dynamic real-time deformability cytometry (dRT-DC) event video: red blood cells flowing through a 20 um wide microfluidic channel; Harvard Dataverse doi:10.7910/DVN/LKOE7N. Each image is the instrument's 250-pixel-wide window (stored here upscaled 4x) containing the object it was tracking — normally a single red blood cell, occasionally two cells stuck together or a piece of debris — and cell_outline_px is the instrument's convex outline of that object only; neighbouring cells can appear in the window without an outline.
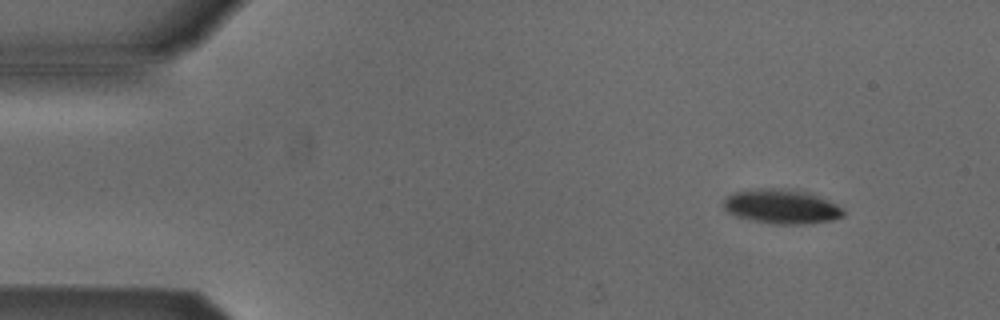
{"species": "Egyptian fruit bat (a non-hibernating species)", "species_latin": "Rousettus aegyptiacus", "temperature_condition": "cold", "stored_images_in_passage": 7, "camera_frame_rate_fps": 3000, "um_per_image_px": 0.085, "animal": {"sex": "male"}, "frame": {"image": 1, "passage_image": 1, "time_ms": 0.0, "image_size_px": [1000, 320], "cell_outline_px": [[844, 216], [832, 220], [804, 224], [776, 224], [736, 216], [728, 212], [724, 208], [724, 196], [732, 192], [756, 188], [780, 188], [804, 192], [828, 200], [836, 204], [844, 212]], "centroid_in_image_um": [66.39, 17.54], "position_along_channel_um": 18.6, "area_um2": 23.76}}
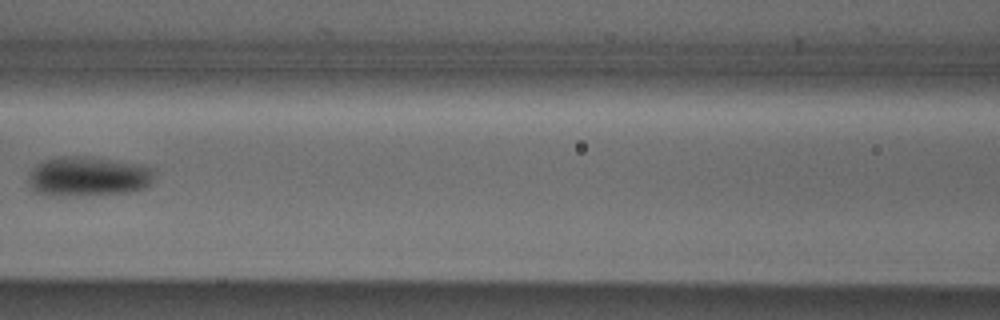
{"frame": {"image": 2, "passage_image": 6, "time_ms": 6.0, "image_size_px": [1000, 320], "cell_outline_px": [[156, 172], [152, 184], [144, 188], [128, 192], [64, 196], [52, 196], [32, 192], [28, 184], [28, 176], [32, 168], [36, 164], [44, 160], [60, 156], [84, 156], [144, 164], [152, 168]], "centroid_in_image_um": [7.48, 14.99], "position_along_channel_um": 159.1, "area_um2": 29.71}}
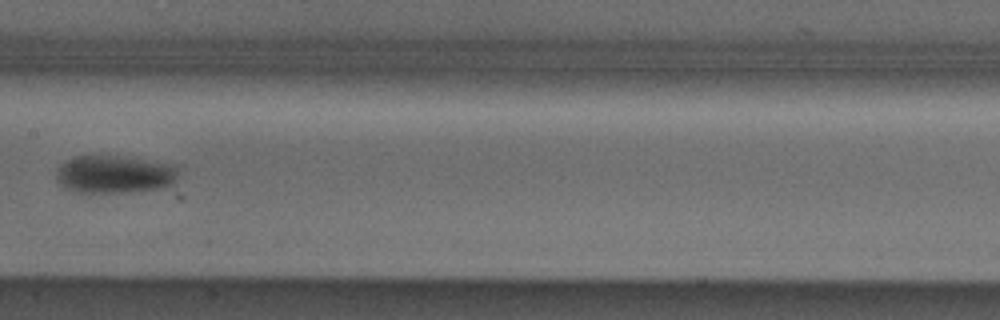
{"frame": {"image": 3, "passage_image": 7, "time_ms": 7.0, "image_size_px": [1000, 320], "cell_outline_px": [[184, 164], [176, 180], [172, 184], [156, 188], [132, 192], [76, 192], [64, 188], [56, 180], [56, 168], [60, 164], [76, 156], [116, 156]], "centroid_in_image_um": [9.81, 14.8], "position_along_channel_um": 197.6, "area_um2": 27.46}}